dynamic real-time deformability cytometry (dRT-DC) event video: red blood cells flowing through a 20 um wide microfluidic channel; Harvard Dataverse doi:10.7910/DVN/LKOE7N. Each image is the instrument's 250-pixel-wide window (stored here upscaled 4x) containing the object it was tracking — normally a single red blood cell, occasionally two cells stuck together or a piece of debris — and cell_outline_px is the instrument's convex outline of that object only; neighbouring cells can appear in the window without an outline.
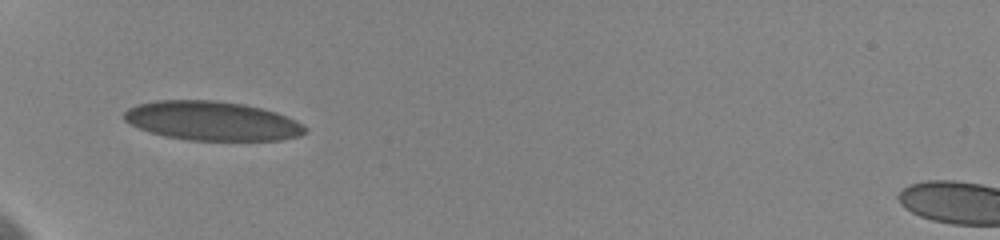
{"species": "human", "species_latin": "Homo sapiens", "temperature_condition": "cold", "stored_images_in_passage": 34, "camera_frame_rate_fps": 3000, "um_per_image_px": 0.085, "donor": {"sex": "female"}, "frame": {"image": 1, "passage_image": 1, "time_ms": 0.0, "image_size_px": [1000, 240], "cell_outline_px": [[308, 132], [300, 136], [284, 140], [188, 140], [164, 136], [140, 128], [124, 120], [124, 112], [128, 108], [136, 104], [156, 100], [212, 100], [244, 104], [276, 112], [288, 116], [304, 124], [308, 128]], "centroid_in_image_um": [18.08, 10.28], "position_along_channel_um": 66.9, "area_um2": 41.5}}
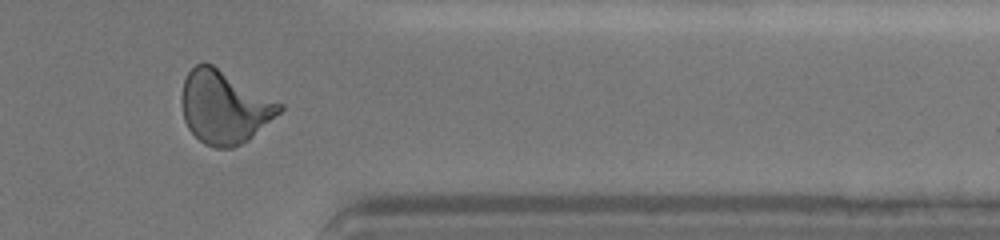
{"frame": {"image": 2, "passage_image": 22, "time_ms": 9.333, "image_size_px": [1000, 240], "cell_outline_px": [[284, 108], [280, 112], [248, 140], [232, 148], [216, 148], [204, 144], [188, 128], [184, 120], [180, 100], [180, 96], [184, 80], [188, 72], [196, 64], [212, 64], [284, 104]], "centroid_in_image_um": [19.05, 9.1], "position_along_channel_um": 392.4, "area_um2": 41.44}}
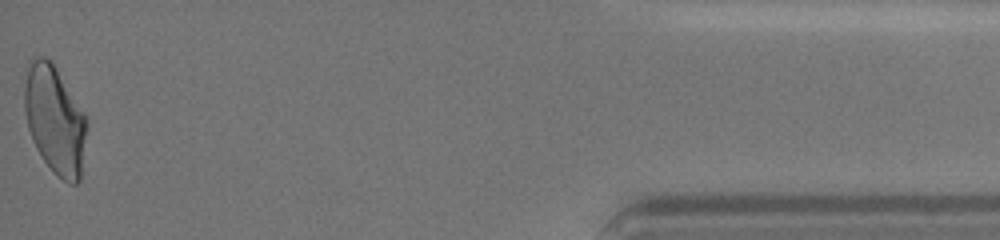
{"frame": {"image": 3, "passage_image": 33, "time_ms": 12.0, "image_size_px": [1000, 240], "cell_outline_px": [[88, 124], [80, 180], [76, 184], [68, 184], [56, 176], [52, 172], [36, 148], [32, 140], [28, 128], [24, 112], [24, 88], [28, 60], [32, 56], [44, 56], [52, 60], [84, 112], [88, 120]], "centroid_in_image_um": [4.66, 10.16], "position_along_channel_um": 430.5, "area_um2": 40.06}, "authors_computed_cell_mechanics": {"area_um2": 39.3329, "velocity_mm_per_s": 3.6284, "shape_relaxation_time_tau1_ms": 7.3328, "shape_relaxation_time_tau2_ms": 0.9795, "deformation_change_tau1": 0.1572, "deformation_change_tau2": 0.0599}}